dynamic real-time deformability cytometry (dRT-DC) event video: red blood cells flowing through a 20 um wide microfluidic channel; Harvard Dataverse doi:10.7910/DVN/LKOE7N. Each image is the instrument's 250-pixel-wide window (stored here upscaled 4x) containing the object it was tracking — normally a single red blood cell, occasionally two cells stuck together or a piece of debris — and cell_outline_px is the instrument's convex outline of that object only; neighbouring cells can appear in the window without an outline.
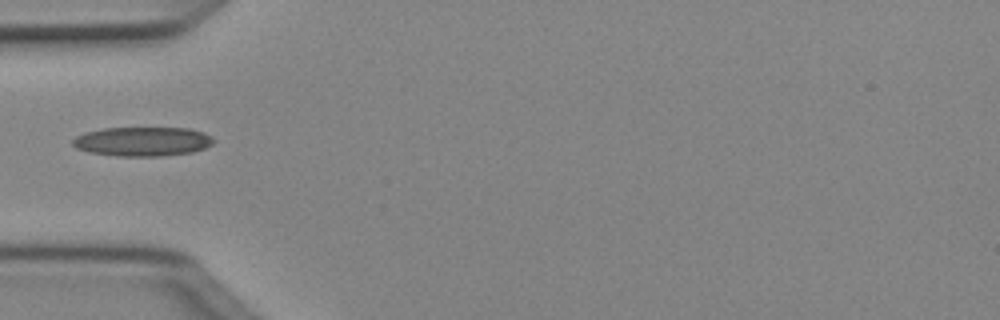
{"species": "Egyptian fruit bat (a non-hibernating species)", "species_latin": "Rousettus aegyptiacus", "temperature_condition": "cold", "stored_images_in_passage": 1, "camera_frame_rate_fps": 3000, "um_per_image_px": 0.085, "animal": {"sex": "female"}, "frame": {"image": 1, "passage_image": 1, "time_ms": 0.0, "image_size_px": [1000, 320], "cell_outline_px": [[216, 140], [212, 144], [204, 148], [192, 152], [160, 156], [116, 156], [88, 152], [76, 148], [72, 144], [72, 140], [76, 136], [84, 132], [104, 128], [188, 128], [204, 132], [212, 136]], "centroid_in_image_um": [12.11, 12.02], "position_along_channel_um": 72.9, "area_um2": 24.16}}